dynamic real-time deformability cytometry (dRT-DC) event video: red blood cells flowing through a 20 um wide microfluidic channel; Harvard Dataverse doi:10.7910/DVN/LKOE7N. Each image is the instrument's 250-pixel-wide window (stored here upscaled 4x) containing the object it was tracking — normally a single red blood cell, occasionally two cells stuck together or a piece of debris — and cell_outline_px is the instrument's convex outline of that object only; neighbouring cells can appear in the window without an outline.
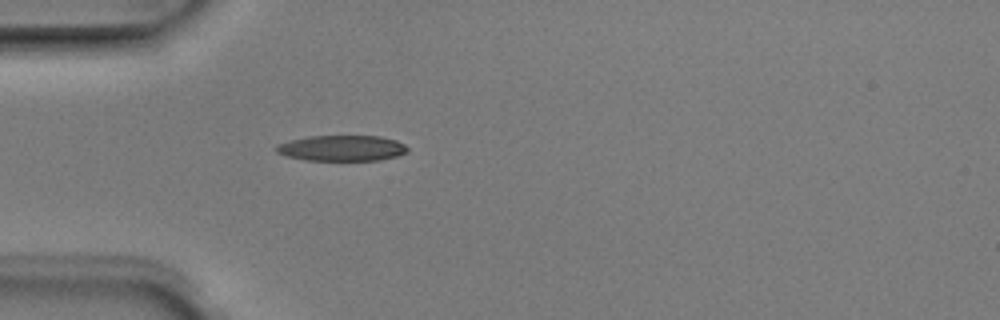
{"species": "Egyptian fruit bat (a non-hibernating species)", "species_latin": "Rousettus aegyptiacus", "temperature_condition": "room temperature", "stored_images_in_passage": 5, "camera_frame_rate_fps": 3000, "um_per_image_px": 0.085, "animal": {"sex": "male"}, "frame": {"image": 1, "passage_image": 5, "time_ms": 1.333, "image_size_px": [1000, 320], "cell_outline_px": [[408, 152], [396, 156], [380, 160], [304, 160], [288, 156], [276, 152], [272, 148], [276, 144], [288, 140], [308, 136], [380, 136], [396, 140], [404, 144], [408, 148]], "centroid_in_image_um": [29.02, 12.58], "position_along_channel_um": 56.0, "area_um2": 19.83}}